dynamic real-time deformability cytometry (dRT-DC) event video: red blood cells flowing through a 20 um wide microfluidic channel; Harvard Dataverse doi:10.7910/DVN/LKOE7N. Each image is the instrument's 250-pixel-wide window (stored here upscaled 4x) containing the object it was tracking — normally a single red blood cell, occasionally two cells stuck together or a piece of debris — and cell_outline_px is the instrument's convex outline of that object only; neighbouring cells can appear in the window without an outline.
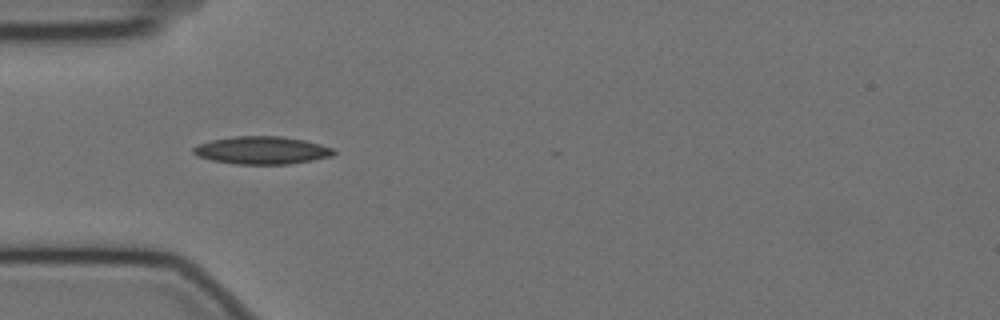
{"species": "Egyptian fruit bat (a non-hibernating species)", "species_latin": "Rousettus aegyptiacus", "temperature_condition": "cold", "stored_images_in_passage": 11, "camera_frame_rate_fps": 3000, "um_per_image_px": 0.085, "animal": {"sex": "female"}, "frame": {"image": 1, "passage_image": 1, "time_ms": 0.0, "image_size_px": [1000, 320], "cell_outline_px": [[336, 152], [332, 156], [312, 160], [288, 164], [236, 164], [212, 160], [196, 156], [192, 152], [192, 148], [200, 144], [212, 140], [232, 136], [280, 136], [304, 140], [336, 148]], "centroid_in_image_um": [22.27, 12.77], "position_along_channel_um": 62.7, "area_um2": 22.72}}
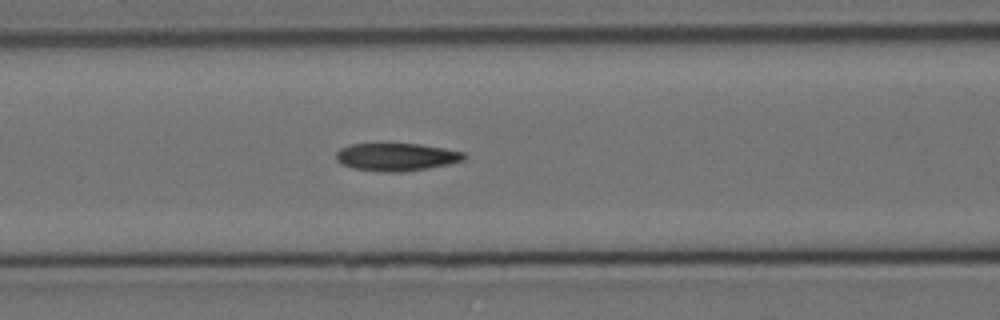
{"frame": {"image": 2, "passage_image": 7, "time_ms": 2.0, "image_size_px": [1000, 320], "cell_outline_px": [[468, 156], [464, 160], [448, 164], [428, 168], [400, 172], [380, 172], [352, 168], [340, 164], [336, 160], [336, 152], [340, 148], [352, 144], [420, 144], [444, 148], [464, 152]], "centroid_in_image_um": [33.69, 13.35], "position_along_channel_um": 132.9, "area_um2": 20.81}}
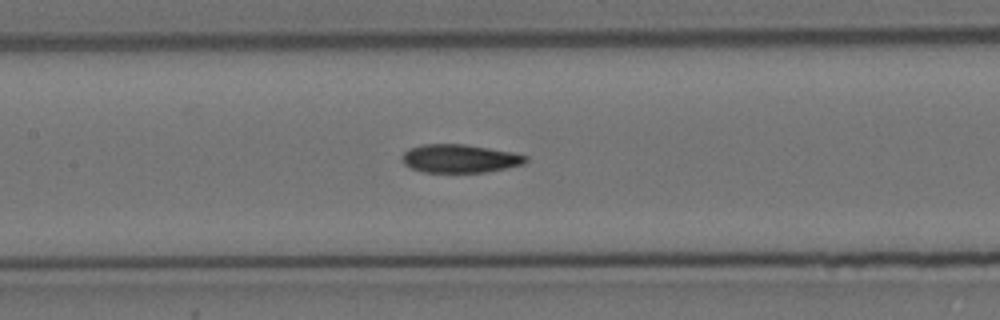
{"frame": {"image": 3, "passage_image": 10, "time_ms": 3.0, "image_size_px": [1000, 320], "cell_outline_px": [[528, 160], [524, 164], [508, 168], [484, 172], [424, 172], [412, 168], [404, 164], [400, 160], [404, 152], [408, 148], [424, 144], [464, 144], [512, 152], [528, 156]], "centroid_in_image_um": [39.08, 13.47], "position_along_channel_um": 168.3, "area_um2": 20.46}}